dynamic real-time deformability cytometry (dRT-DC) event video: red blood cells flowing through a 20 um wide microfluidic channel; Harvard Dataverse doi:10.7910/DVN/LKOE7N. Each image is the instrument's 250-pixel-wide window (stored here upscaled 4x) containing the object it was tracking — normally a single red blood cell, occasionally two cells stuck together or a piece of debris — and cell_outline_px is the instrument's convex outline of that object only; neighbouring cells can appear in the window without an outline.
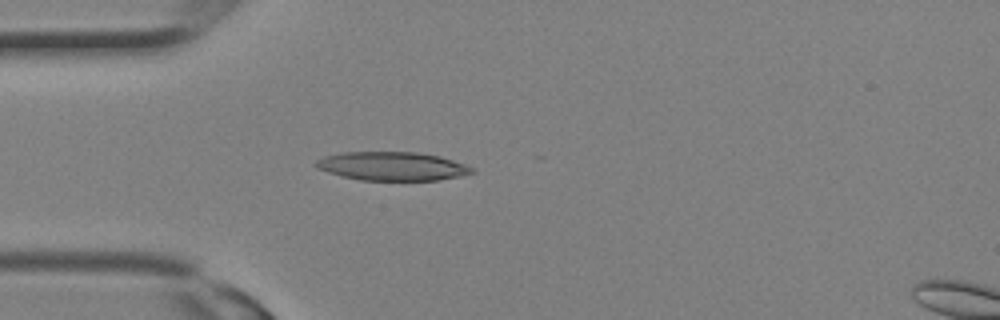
{"species": "Egyptian fruit bat (a non-hibernating species)", "species_latin": "Rousettus aegyptiacus", "temperature_condition": "room temperature", "stored_images_in_passage": 15, "camera_frame_rate_fps": 3000, "um_per_image_px": 0.085, "animal": {"sex": "female"}, "frame": {"image": 1, "passage_image": 9, "time_ms": 2.667, "image_size_px": [1000, 320], "cell_outline_px": [[476, 172], [460, 176], [440, 180], [360, 180], [328, 172], [316, 168], [312, 164], [316, 160], [324, 156], [340, 152], [416, 152], [440, 156], [464, 164], [472, 168]], "centroid_in_image_um": [33.3, 14.12], "position_along_channel_um": 51.7, "area_um2": 26.07}}
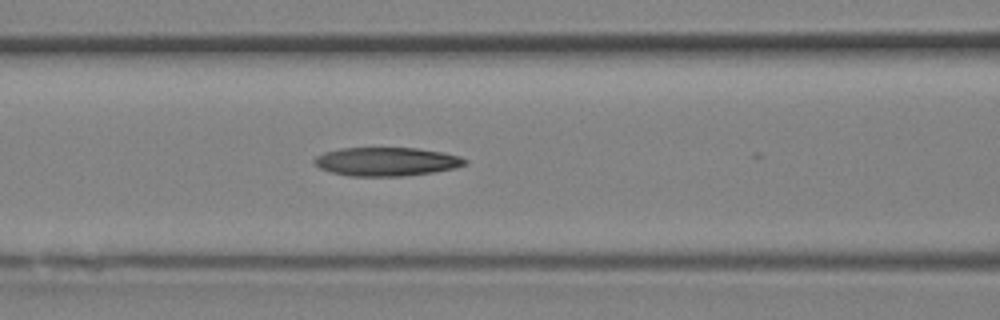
{"frame": {"image": 2, "passage_image": 13, "time_ms": 4.0, "image_size_px": [1000, 320], "cell_outline_px": [[468, 164], [456, 168], [432, 172], [404, 176], [348, 176], [332, 172], [320, 168], [312, 160], [316, 156], [324, 152], [340, 148], [416, 148], [444, 152], [460, 156], [468, 160]], "centroid_in_image_um": [32.88, 13.73], "position_along_channel_um": 133.7, "area_um2": 25.26}}
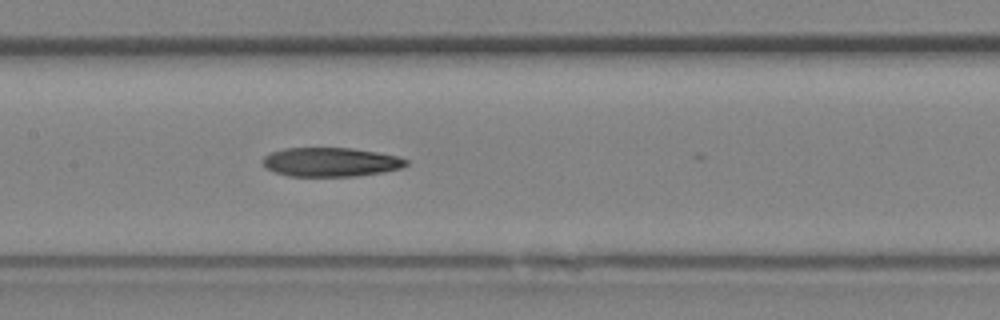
{"frame": {"image": 3, "passage_image": 15, "time_ms": 4.667, "image_size_px": [1000, 320], "cell_outline_px": [[408, 164], [400, 168], [384, 172], [356, 176], [288, 176], [264, 168], [260, 160], [264, 156], [272, 152], [284, 148], [352, 148], [376, 152], [396, 156], [408, 160]], "centroid_in_image_um": [28.06, 13.78], "position_along_channel_um": 179.3, "area_um2": 24.33}}